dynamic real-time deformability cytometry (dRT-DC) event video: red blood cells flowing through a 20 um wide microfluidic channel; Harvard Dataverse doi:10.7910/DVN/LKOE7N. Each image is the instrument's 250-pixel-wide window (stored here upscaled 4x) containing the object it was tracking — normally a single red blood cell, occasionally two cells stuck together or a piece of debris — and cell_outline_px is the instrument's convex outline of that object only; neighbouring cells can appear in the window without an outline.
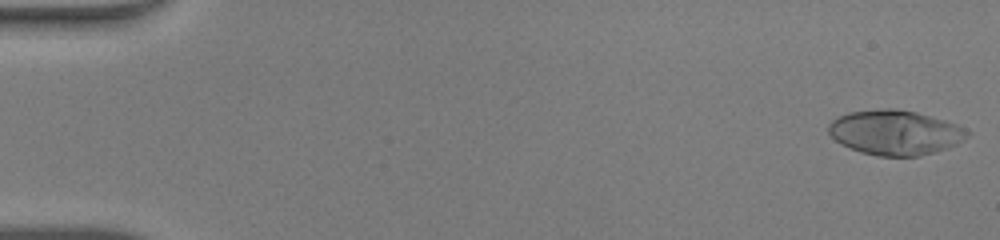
{"species": "human", "species_latin": "Homo sapiens", "temperature_condition": "warm", "stored_images_in_passage": 48, "camera_frame_rate_fps": 3000, "um_per_image_px": 0.085, "donor": {"sex": "male"}, "frame": {"image": 1, "passage_image": 1, "time_ms": 0.0, "image_size_px": [1000, 240], "cell_outline_px": [[972, 132], [964, 140], [948, 148], [936, 152], [920, 156], [876, 156], [860, 152], [836, 140], [828, 132], [828, 124], [832, 120], [848, 112], [880, 108], [896, 108], [916, 112], [944, 120], [956, 124]], "centroid_in_image_um": [76.11, 11.26], "position_along_channel_um": 8.9, "area_um2": 36.3}}
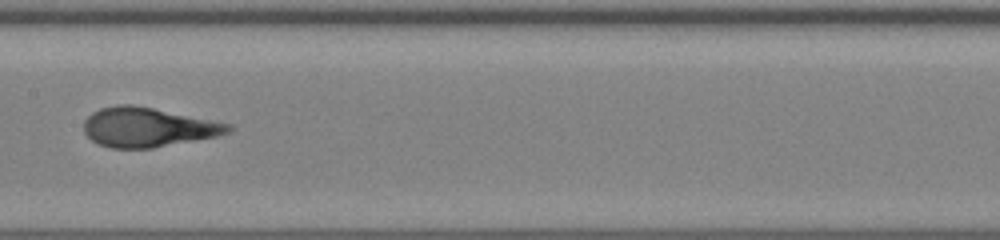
{"frame": {"image": 2, "passage_image": 25, "time_ms": 8.0, "image_size_px": [1000, 240], "cell_outline_px": [[236, 128], [232, 132], [216, 136], [152, 148], [108, 148], [92, 140], [84, 132], [84, 120], [92, 112], [100, 108], [116, 104], [132, 104], [232, 124]], "centroid_in_image_um": [12.57, 10.81], "position_along_channel_um": 194.8, "area_um2": 33.12}}
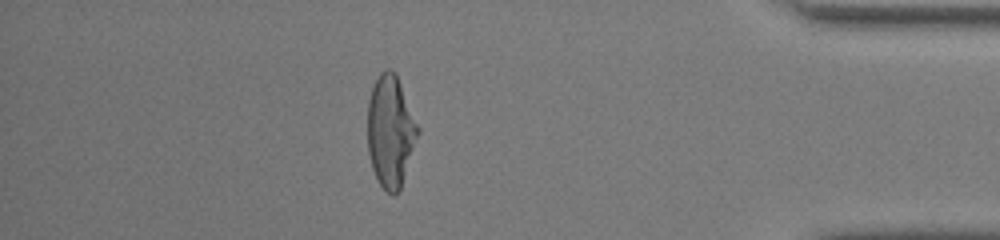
{"frame": {"image": 3, "passage_image": 42, "time_ms": 13.667, "image_size_px": [1000, 240], "cell_outline_px": [[420, 132], [400, 192], [392, 196], [380, 184], [372, 168], [368, 152], [368, 100], [372, 88], [380, 72], [384, 68], [392, 68], [396, 72], [420, 128]], "centroid_in_image_um": [33.22, 11.15], "position_along_channel_um": 402.0, "area_um2": 33.23}, "authors_computed_cell_mechanics": {"area_um2": 33.2061, "velocity_mm_per_s": 4.3182, "shape_relaxation_time_tau1_ms": 4.4974, "shape_relaxation_time_tau2_ms": null, "deformation_change_tau1": 0.2737, "deformation_change_tau2": null}}